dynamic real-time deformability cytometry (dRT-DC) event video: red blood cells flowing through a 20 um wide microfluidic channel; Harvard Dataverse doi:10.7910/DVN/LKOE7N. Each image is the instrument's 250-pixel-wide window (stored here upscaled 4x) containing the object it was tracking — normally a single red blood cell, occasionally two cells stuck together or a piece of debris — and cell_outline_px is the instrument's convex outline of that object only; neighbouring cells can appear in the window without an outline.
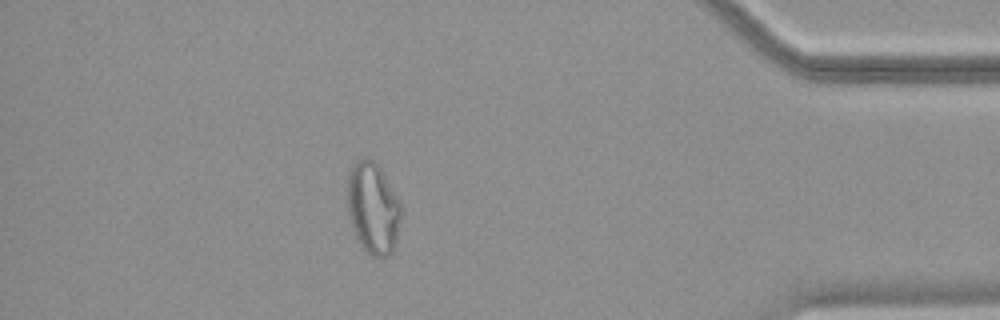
{"species": "common noctule bat (a hibernating species)", "species_latin": "Nyctalus noctula", "temperature_condition": "warm", "stored_images_in_passage": 37, "camera_frame_rate_fps": 3000, "um_per_image_px": 0.085, "animal": {"sex": "female", "body_mass_g": 18.4}, "frame": {"image": 1, "passage_image": 32, "time_ms": 10.333, "image_size_px": [1000, 320], "cell_outline_px": [[400, 216], [396, 244], [392, 252], [388, 256], [372, 256], [356, 240], [348, 216], [348, 168], [356, 160], [364, 156], [368, 156], [380, 168], [400, 200]], "centroid_in_image_um": [31.68, 17.66], "position_along_channel_um": 403.5, "area_um2": 28.84}}